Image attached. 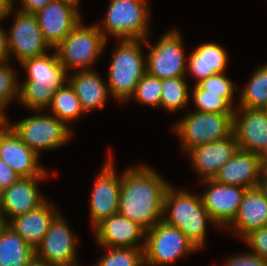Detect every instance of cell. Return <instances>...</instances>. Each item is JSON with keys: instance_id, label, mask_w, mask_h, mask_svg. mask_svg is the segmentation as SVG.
Returning <instances> with one entry per match:
<instances>
[{"instance_id": "obj_41", "label": "cell", "mask_w": 267, "mask_h": 266, "mask_svg": "<svg viewBox=\"0 0 267 266\" xmlns=\"http://www.w3.org/2000/svg\"><path fill=\"white\" fill-rule=\"evenodd\" d=\"M259 156V165L261 168V171L263 172L267 168V147L258 154Z\"/></svg>"}, {"instance_id": "obj_14", "label": "cell", "mask_w": 267, "mask_h": 266, "mask_svg": "<svg viewBox=\"0 0 267 266\" xmlns=\"http://www.w3.org/2000/svg\"><path fill=\"white\" fill-rule=\"evenodd\" d=\"M78 7V4L53 0L35 13L44 40L52 49L81 22Z\"/></svg>"}, {"instance_id": "obj_47", "label": "cell", "mask_w": 267, "mask_h": 266, "mask_svg": "<svg viewBox=\"0 0 267 266\" xmlns=\"http://www.w3.org/2000/svg\"><path fill=\"white\" fill-rule=\"evenodd\" d=\"M261 178H267V168L262 172Z\"/></svg>"}, {"instance_id": "obj_28", "label": "cell", "mask_w": 267, "mask_h": 266, "mask_svg": "<svg viewBox=\"0 0 267 266\" xmlns=\"http://www.w3.org/2000/svg\"><path fill=\"white\" fill-rule=\"evenodd\" d=\"M238 107L264 109L267 105V64L258 67L240 92Z\"/></svg>"}, {"instance_id": "obj_10", "label": "cell", "mask_w": 267, "mask_h": 266, "mask_svg": "<svg viewBox=\"0 0 267 266\" xmlns=\"http://www.w3.org/2000/svg\"><path fill=\"white\" fill-rule=\"evenodd\" d=\"M149 52L146 54V72L159 79L185 77L187 63L184 44L178 31L172 29L161 36L155 45L145 40Z\"/></svg>"}, {"instance_id": "obj_19", "label": "cell", "mask_w": 267, "mask_h": 266, "mask_svg": "<svg viewBox=\"0 0 267 266\" xmlns=\"http://www.w3.org/2000/svg\"><path fill=\"white\" fill-rule=\"evenodd\" d=\"M234 132L226 138L194 147L188 151L194 171L201 180H211L219 172V169L227 163L238 151Z\"/></svg>"}, {"instance_id": "obj_31", "label": "cell", "mask_w": 267, "mask_h": 266, "mask_svg": "<svg viewBox=\"0 0 267 266\" xmlns=\"http://www.w3.org/2000/svg\"><path fill=\"white\" fill-rule=\"evenodd\" d=\"M162 93V79L148 74L147 72L137 84L133 95L130 97L136 99L140 104L153 107H160Z\"/></svg>"}, {"instance_id": "obj_40", "label": "cell", "mask_w": 267, "mask_h": 266, "mask_svg": "<svg viewBox=\"0 0 267 266\" xmlns=\"http://www.w3.org/2000/svg\"><path fill=\"white\" fill-rule=\"evenodd\" d=\"M13 9L12 0H0V18H7Z\"/></svg>"}, {"instance_id": "obj_25", "label": "cell", "mask_w": 267, "mask_h": 266, "mask_svg": "<svg viewBox=\"0 0 267 266\" xmlns=\"http://www.w3.org/2000/svg\"><path fill=\"white\" fill-rule=\"evenodd\" d=\"M189 73L196 78V84L214 74L223 73L228 64L227 51L216 43L199 45L187 58Z\"/></svg>"}, {"instance_id": "obj_36", "label": "cell", "mask_w": 267, "mask_h": 266, "mask_svg": "<svg viewBox=\"0 0 267 266\" xmlns=\"http://www.w3.org/2000/svg\"><path fill=\"white\" fill-rule=\"evenodd\" d=\"M223 266H267V260L258 254L248 252L230 256Z\"/></svg>"}, {"instance_id": "obj_2", "label": "cell", "mask_w": 267, "mask_h": 266, "mask_svg": "<svg viewBox=\"0 0 267 266\" xmlns=\"http://www.w3.org/2000/svg\"><path fill=\"white\" fill-rule=\"evenodd\" d=\"M20 65L27 72V78L19 85L18 99L31 111L48 109L55 92L68 82L69 74L60 63L56 51L53 55L24 60Z\"/></svg>"}, {"instance_id": "obj_44", "label": "cell", "mask_w": 267, "mask_h": 266, "mask_svg": "<svg viewBox=\"0 0 267 266\" xmlns=\"http://www.w3.org/2000/svg\"><path fill=\"white\" fill-rule=\"evenodd\" d=\"M260 187L264 190L267 196V178H261Z\"/></svg>"}, {"instance_id": "obj_26", "label": "cell", "mask_w": 267, "mask_h": 266, "mask_svg": "<svg viewBox=\"0 0 267 266\" xmlns=\"http://www.w3.org/2000/svg\"><path fill=\"white\" fill-rule=\"evenodd\" d=\"M35 257V249L10 226L0 234V266H27Z\"/></svg>"}, {"instance_id": "obj_6", "label": "cell", "mask_w": 267, "mask_h": 266, "mask_svg": "<svg viewBox=\"0 0 267 266\" xmlns=\"http://www.w3.org/2000/svg\"><path fill=\"white\" fill-rule=\"evenodd\" d=\"M81 21L54 49L60 63L69 70H91L101 56L107 40L98 25L85 26Z\"/></svg>"}, {"instance_id": "obj_38", "label": "cell", "mask_w": 267, "mask_h": 266, "mask_svg": "<svg viewBox=\"0 0 267 266\" xmlns=\"http://www.w3.org/2000/svg\"><path fill=\"white\" fill-rule=\"evenodd\" d=\"M51 1L53 0H21L22 6L19 10L26 13H36ZM12 5L14 6V0H12Z\"/></svg>"}, {"instance_id": "obj_43", "label": "cell", "mask_w": 267, "mask_h": 266, "mask_svg": "<svg viewBox=\"0 0 267 266\" xmlns=\"http://www.w3.org/2000/svg\"><path fill=\"white\" fill-rule=\"evenodd\" d=\"M6 226H7V221L2 212L0 211V234Z\"/></svg>"}, {"instance_id": "obj_29", "label": "cell", "mask_w": 267, "mask_h": 266, "mask_svg": "<svg viewBox=\"0 0 267 266\" xmlns=\"http://www.w3.org/2000/svg\"><path fill=\"white\" fill-rule=\"evenodd\" d=\"M185 77L162 79V93L160 107L169 112L187 106L190 93Z\"/></svg>"}, {"instance_id": "obj_5", "label": "cell", "mask_w": 267, "mask_h": 266, "mask_svg": "<svg viewBox=\"0 0 267 266\" xmlns=\"http://www.w3.org/2000/svg\"><path fill=\"white\" fill-rule=\"evenodd\" d=\"M148 7V0H111L98 28L106 40L108 35L119 40H146L150 25Z\"/></svg>"}, {"instance_id": "obj_11", "label": "cell", "mask_w": 267, "mask_h": 266, "mask_svg": "<svg viewBox=\"0 0 267 266\" xmlns=\"http://www.w3.org/2000/svg\"><path fill=\"white\" fill-rule=\"evenodd\" d=\"M10 31H6L8 58L14 54L19 63L47 53L49 44L44 40L35 13L14 11Z\"/></svg>"}, {"instance_id": "obj_35", "label": "cell", "mask_w": 267, "mask_h": 266, "mask_svg": "<svg viewBox=\"0 0 267 266\" xmlns=\"http://www.w3.org/2000/svg\"><path fill=\"white\" fill-rule=\"evenodd\" d=\"M242 240L252 249L251 252L267 260V227L251 231Z\"/></svg>"}, {"instance_id": "obj_27", "label": "cell", "mask_w": 267, "mask_h": 266, "mask_svg": "<svg viewBox=\"0 0 267 266\" xmlns=\"http://www.w3.org/2000/svg\"><path fill=\"white\" fill-rule=\"evenodd\" d=\"M48 108L52 111L53 116L63 121L67 126H70L68 123L85 113L69 82L55 92Z\"/></svg>"}, {"instance_id": "obj_33", "label": "cell", "mask_w": 267, "mask_h": 266, "mask_svg": "<svg viewBox=\"0 0 267 266\" xmlns=\"http://www.w3.org/2000/svg\"><path fill=\"white\" fill-rule=\"evenodd\" d=\"M10 60H4L0 62V112L5 116V107L8 103H11L15 97L19 96V84L17 81V75L10 64Z\"/></svg>"}, {"instance_id": "obj_21", "label": "cell", "mask_w": 267, "mask_h": 266, "mask_svg": "<svg viewBox=\"0 0 267 266\" xmlns=\"http://www.w3.org/2000/svg\"><path fill=\"white\" fill-rule=\"evenodd\" d=\"M262 171L259 156L249 151L238 149L225 163L214 181L226 185H239L247 189L260 186Z\"/></svg>"}, {"instance_id": "obj_30", "label": "cell", "mask_w": 267, "mask_h": 266, "mask_svg": "<svg viewBox=\"0 0 267 266\" xmlns=\"http://www.w3.org/2000/svg\"><path fill=\"white\" fill-rule=\"evenodd\" d=\"M106 255L94 266H144V248L107 247Z\"/></svg>"}, {"instance_id": "obj_4", "label": "cell", "mask_w": 267, "mask_h": 266, "mask_svg": "<svg viewBox=\"0 0 267 266\" xmlns=\"http://www.w3.org/2000/svg\"><path fill=\"white\" fill-rule=\"evenodd\" d=\"M142 40H119L112 53L108 70L107 87L110 95L119 102H125L133 95L137 84L146 73V56Z\"/></svg>"}, {"instance_id": "obj_20", "label": "cell", "mask_w": 267, "mask_h": 266, "mask_svg": "<svg viewBox=\"0 0 267 266\" xmlns=\"http://www.w3.org/2000/svg\"><path fill=\"white\" fill-rule=\"evenodd\" d=\"M44 178L46 177L20 178L2 191L0 211L7 222L15 216L37 209L47 201L37 187V182Z\"/></svg>"}, {"instance_id": "obj_18", "label": "cell", "mask_w": 267, "mask_h": 266, "mask_svg": "<svg viewBox=\"0 0 267 266\" xmlns=\"http://www.w3.org/2000/svg\"><path fill=\"white\" fill-rule=\"evenodd\" d=\"M94 232L97 245L103 248H144L145 245L146 231L119 213L104 219L94 228Z\"/></svg>"}, {"instance_id": "obj_48", "label": "cell", "mask_w": 267, "mask_h": 266, "mask_svg": "<svg viewBox=\"0 0 267 266\" xmlns=\"http://www.w3.org/2000/svg\"><path fill=\"white\" fill-rule=\"evenodd\" d=\"M65 266H78V264L75 263V264H72V265H65Z\"/></svg>"}, {"instance_id": "obj_32", "label": "cell", "mask_w": 267, "mask_h": 266, "mask_svg": "<svg viewBox=\"0 0 267 266\" xmlns=\"http://www.w3.org/2000/svg\"><path fill=\"white\" fill-rule=\"evenodd\" d=\"M193 99L196 111L206 113H234V108L220 94L208 93L198 84L194 86Z\"/></svg>"}, {"instance_id": "obj_1", "label": "cell", "mask_w": 267, "mask_h": 266, "mask_svg": "<svg viewBox=\"0 0 267 266\" xmlns=\"http://www.w3.org/2000/svg\"><path fill=\"white\" fill-rule=\"evenodd\" d=\"M167 180L147 165L131 166L121 174L118 213L145 231L163 218Z\"/></svg>"}, {"instance_id": "obj_22", "label": "cell", "mask_w": 267, "mask_h": 266, "mask_svg": "<svg viewBox=\"0 0 267 266\" xmlns=\"http://www.w3.org/2000/svg\"><path fill=\"white\" fill-rule=\"evenodd\" d=\"M229 226L242 238L251 231L267 227V196L260 186L246 190L238 213Z\"/></svg>"}, {"instance_id": "obj_42", "label": "cell", "mask_w": 267, "mask_h": 266, "mask_svg": "<svg viewBox=\"0 0 267 266\" xmlns=\"http://www.w3.org/2000/svg\"><path fill=\"white\" fill-rule=\"evenodd\" d=\"M27 266H51V265H49L44 260H41L35 256Z\"/></svg>"}, {"instance_id": "obj_39", "label": "cell", "mask_w": 267, "mask_h": 266, "mask_svg": "<svg viewBox=\"0 0 267 266\" xmlns=\"http://www.w3.org/2000/svg\"><path fill=\"white\" fill-rule=\"evenodd\" d=\"M5 18H0L3 20ZM6 31L3 29L0 25V62L4 60H10L8 58V48H7V37H6Z\"/></svg>"}, {"instance_id": "obj_15", "label": "cell", "mask_w": 267, "mask_h": 266, "mask_svg": "<svg viewBox=\"0 0 267 266\" xmlns=\"http://www.w3.org/2000/svg\"><path fill=\"white\" fill-rule=\"evenodd\" d=\"M202 182L208 185V189L200 196L204 208L218 228L229 225L238 213L247 188L221 184L213 179Z\"/></svg>"}, {"instance_id": "obj_3", "label": "cell", "mask_w": 267, "mask_h": 266, "mask_svg": "<svg viewBox=\"0 0 267 266\" xmlns=\"http://www.w3.org/2000/svg\"><path fill=\"white\" fill-rule=\"evenodd\" d=\"M162 221L181 230L198 250L206 242V224L218 227L204 208L200 195L172 186L165 193Z\"/></svg>"}, {"instance_id": "obj_45", "label": "cell", "mask_w": 267, "mask_h": 266, "mask_svg": "<svg viewBox=\"0 0 267 266\" xmlns=\"http://www.w3.org/2000/svg\"><path fill=\"white\" fill-rule=\"evenodd\" d=\"M6 122V116L0 112V127Z\"/></svg>"}, {"instance_id": "obj_17", "label": "cell", "mask_w": 267, "mask_h": 266, "mask_svg": "<svg viewBox=\"0 0 267 266\" xmlns=\"http://www.w3.org/2000/svg\"><path fill=\"white\" fill-rule=\"evenodd\" d=\"M233 132L239 149L260 154L267 147L266 111L264 109L236 107L234 109Z\"/></svg>"}, {"instance_id": "obj_12", "label": "cell", "mask_w": 267, "mask_h": 266, "mask_svg": "<svg viewBox=\"0 0 267 266\" xmlns=\"http://www.w3.org/2000/svg\"><path fill=\"white\" fill-rule=\"evenodd\" d=\"M77 238L69 224L59 213L51 222L42 242L35 249V256L51 266H65L78 263Z\"/></svg>"}, {"instance_id": "obj_34", "label": "cell", "mask_w": 267, "mask_h": 266, "mask_svg": "<svg viewBox=\"0 0 267 266\" xmlns=\"http://www.w3.org/2000/svg\"><path fill=\"white\" fill-rule=\"evenodd\" d=\"M198 85L208 93L220 94L231 106L234 102L233 93L237 91L231 79L225 76L224 72L209 76Z\"/></svg>"}, {"instance_id": "obj_9", "label": "cell", "mask_w": 267, "mask_h": 266, "mask_svg": "<svg viewBox=\"0 0 267 266\" xmlns=\"http://www.w3.org/2000/svg\"><path fill=\"white\" fill-rule=\"evenodd\" d=\"M198 249L177 227L159 221L146 231L143 249L144 266L176 262L184 254Z\"/></svg>"}, {"instance_id": "obj_24", "label": "cell", "mask_w": 267, "mask_h": 266, "mask_svg": "<svg viewBox=\"0 0 267 266\" xmlns=\"http://www.w3.org/2000/svg\"><path fill=\"white\" fill-rule=\"evenodd\" d=\"M72 74L68 76V82L84 112L103 108L108 97H111L107 82L94 69L73 71Z\"/></svg>"}, {"instance_id": "obj_13", "label": "cell", "mask_w": 267, "mask_h": 266, "mask_svg": "<svg viewBox=\"0 0 267 266\" xmlns=\"http://www.w3.org/2000/svg\"><path fill=\"white\" fill-rule=\"evenodd\" d=\"M114 162L109 156L96 178L90 199V220L95 228L104 219L118 213L121 175L116 174Z\"/></svg>"}, {"instance_id": "obj_16", "label": "cell", "mask_w": 267, "mask_h": 266, "mask_svg": "<svg viewBox=\"0 0 267 266\" xmlns=\"http://www.w3.org/2000/svg\"><path fill=\"white\" fill-rule=\"evenodd\" d=\"M38 158L6 122L0 127V159L21 178L47 177V170L40 166Z\"/></svg>"}, {"instance_id": "obj_7", "label": "cell", "mask_w": 267, "mask_h": 266, "mask_svg": "<svg viewBox=\"0 0 267 266\" xmlns=\"http://www.w3.org/2000/svg\"><path fill=\"white\" fill-rule=\"evenodd\" d=\"M233 123L234 113H206L194 110L172 128L180 137L182 150L187 153L196 146L229 137L233 133Z\"/></svg>"}, {"instance_id": "obj_37", "label": "cell", "mask_w": 267, "mask_h": 266, "mask_svg": "<svg viewBox=\"0 0 267 266\" xmlns=\"http://www.w3.org/2000/svg\"><path fill=\"white\" fill-rule=\"evenodd\" d=\"M20 178L7 163L0 159V186L2 190L9 188Z\"/></svg>"}, {"instance_id": "obj_8", "label": "cell", "mask_w": 267, "mask_h": 266, "mask_svg": "<svg viewBox=\"0 0 267 266\" xmlns=\"http://www.w3.org/2000/svg\"><path fill=\"white\" fill-rule=\"evenodd\" d=\"M35 112L34 116H29L12 125L6 117V123L37 155H40L41 150L57 149L69 142L73 134L69 126L52 114L41 113V115L40 111Z\"/></svg>"}, {"instance_id": "obj_46", "label": "cell", "mask_w": 267, "mask_h": 266, "mask_svg": "<svg viewBox=\"0 0 267 266\" xmlns=\"http://www.w3.org/2000/svg\"><path fill=\"white\" fill-rule=\"evenodd\" d=\"M58 1H66L68 3L78 4L80 0H58Z\"/></svg>"}, {"instance_id": "obj_23", "label": "cell", "mask_w": 267, "mask_h": 266, "mask_svg": "<svg viewBox=\"0 0 267 266\" xmlns=\"http://www.w3.org/2000/svg\"><path fill=\"white\" fill-rule=\"evenodd\" d=\"M59 213L52 202L46 201L37 209L10 219L7 225L36 249L49 230L51 222Z\"/></svg>"}]
</instances>
